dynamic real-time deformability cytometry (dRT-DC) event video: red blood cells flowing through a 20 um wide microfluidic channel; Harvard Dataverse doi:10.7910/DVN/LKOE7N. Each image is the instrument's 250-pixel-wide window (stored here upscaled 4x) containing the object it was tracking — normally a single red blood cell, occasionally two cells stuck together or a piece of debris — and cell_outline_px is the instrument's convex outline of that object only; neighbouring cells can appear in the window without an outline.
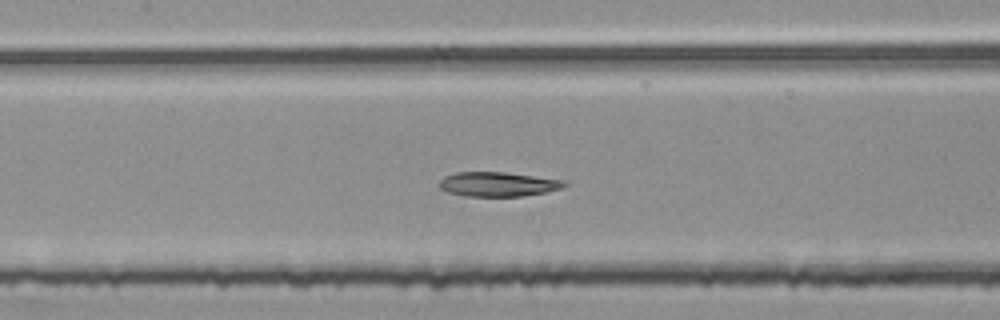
{"species": "common noctule bat (a hibernating species)", "species_latin": "Nyctalus noctula", "temperature_condition": "room temperature", "stored_images_in_passage": 52, "segment_of_instrument_passage": [2, 2], "camera_frame_rate_fps": 3000, "um_per_image_px": 0.085, "animal": {"sex": "female", "body_mass_g": 25.1}, "frame": {"image": 1, "passage_image": 25, "time_ms": 8.0, "image_size_px": [1000, 320], "cell_outline_px": [[568, 184], [560, 188], [544, 192], [524, 196], [464, 196], [448, 192], [440, 188], [436, 184], [444, 176], [456, 172], [504, 172], [564, 180]], "centroid_in_image_um": [42.27, 15.65], "position_along_channel_um": 165.1, "area_um2": 17.8}}
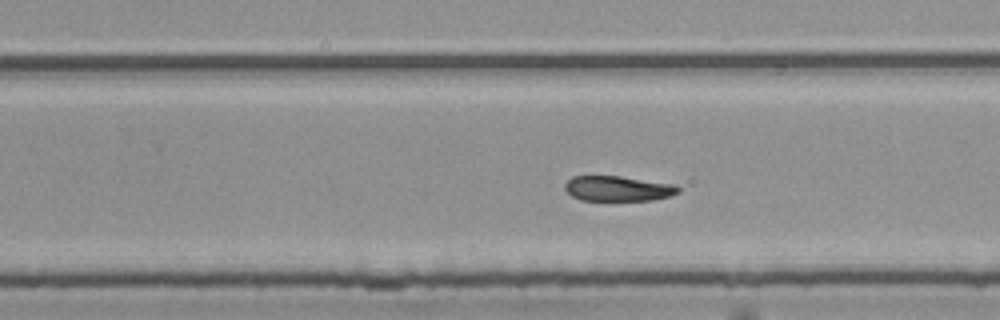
{"frame": {"image": 2, "passage_image": 34, "time_ms": 11.0, "image_size_px": [1000, 320], "cell_outline_px": [[680, 192], [668, 196], [652, 200], [580, 200], [572, 196], [564, 188], [564, 184], [572, 176], [620, 176], [676, 184], [680, 188]], "centroid_in_image_um": [52.53, 16.02], "position_along_channel_um": 277.3, "area_um2": 16.65}}
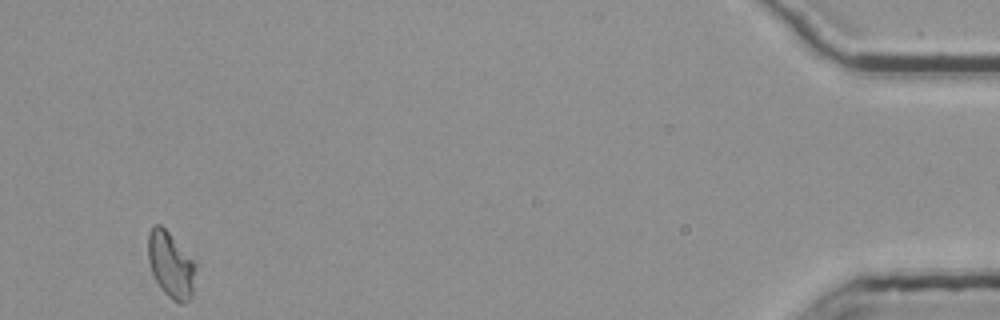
{"frame": {"image": 3, "passage_image": 52, "time_ms": 17.0, "image_size_px": [1000, 320], "cell_outline_px": [[196, 264], [192, 296], [184, 304], [180, 304], [172, 300], [164, 292], [156, 280], [152, 272], [148, 260], [148, 236], [152, 228], [156, 224], [160, 224], [196, 260]], "centroid_in_image_um": [14.55, 22.52], "position_along_channel_um": 420.7, "area_um2": 18.32}}